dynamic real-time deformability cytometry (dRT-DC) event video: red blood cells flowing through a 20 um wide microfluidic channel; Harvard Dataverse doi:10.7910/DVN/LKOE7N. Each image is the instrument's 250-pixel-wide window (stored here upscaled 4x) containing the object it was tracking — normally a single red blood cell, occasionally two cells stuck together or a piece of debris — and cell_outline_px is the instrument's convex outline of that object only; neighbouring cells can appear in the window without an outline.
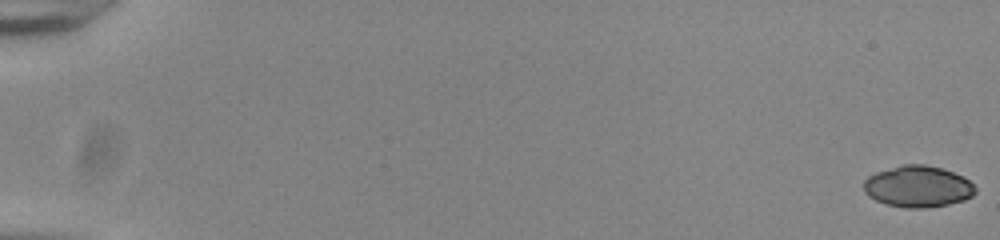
{"species": "common noctule bat (a hibernating species)", "species_latin": "Nyctalus noctula", "temperature_condition": "room temperature", "stored_images_in_passage": 55, "camera_frame_rate_fps": 3000, "um_per_image_px": 0.085, "animal": {"sex": "male", "body_mass_g": 20.0, "forearm_length_mm": 53.3}, "frame": {"image": 1, "passage_image": 1, "time_ms": 0.0, "image_size_px": [1000, 240], "cell_outline_px": [[976, 192], [972, 196], [964, 200], [948, 204], [924, 208], [904, 208], [884, 204], [868, 196], [864, 192], [864, 180], [868, 176], [876, 172], [904, 164], [924, 164], [940, 168], [964, 176], [976, 188]], "centroid_in_image_um": [78.01, 15.86], "position_along_channel_um": 7.0, "area_um2": 26.99}}
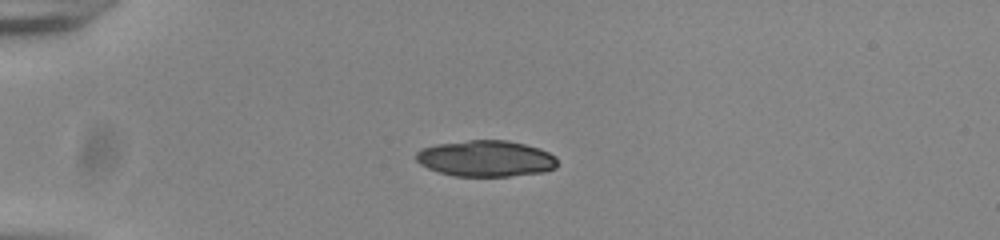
{"frame": {"image": 2, "passage_image": 16, "time_ms": 5.0, "image_size_px": [1000, 240], "cell_outline_px": [[556, 168], [544, 172], [508, 176], [452, 176], [428, 168], [420, 164], [416, 160], [416, 152], [420, 148], [436, 144], [468, 140], [508, 140], [540, 148], [556, 156]], "centroid_in_image_um": [41.29, 13.47], "position_along_channel_um": 43.7, "area_um2": 29.94}}